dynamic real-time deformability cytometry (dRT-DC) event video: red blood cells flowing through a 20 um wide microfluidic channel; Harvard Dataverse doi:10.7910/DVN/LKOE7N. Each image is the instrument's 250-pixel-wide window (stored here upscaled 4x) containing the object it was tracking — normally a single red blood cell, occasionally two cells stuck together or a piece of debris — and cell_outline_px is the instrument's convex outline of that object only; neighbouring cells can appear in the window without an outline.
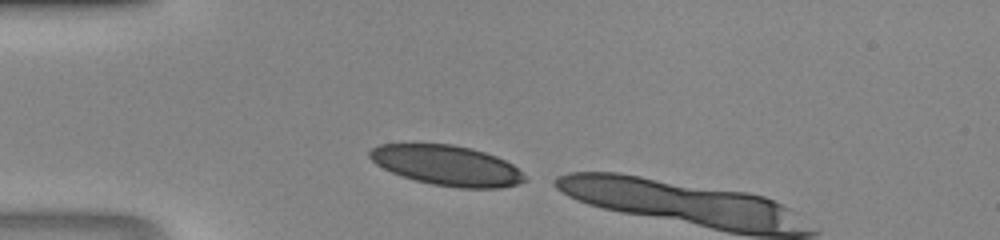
{"species": "human", "species_latin": "Homo sapiens", "temperature_condition": "room temperature", "stored_images_in_passage": 3, "camera_frame_rate_fps": 3000, "um_per_image_px": 0.085, "donor": {"sex": "male"}, "frame": {"image": 1, "passage_image": 1, "time_ms": 0.0, "image_size_px": [1000, 240], "cell_outline_px": [[528, 180], [516, 184], [500, 188], [460, 188], [432, 184], [416, 180], [392, 172], [376, 164], [368, 156], [368, 152], [372, 148], [380, 144], [452, 144], [472, 148], [496, 156], [512, 164], [528, 176]], "centroid_in_image_um": [38.02, 14.06], "position_along_channel_um": 47.0, "area_um2": 36.18}}